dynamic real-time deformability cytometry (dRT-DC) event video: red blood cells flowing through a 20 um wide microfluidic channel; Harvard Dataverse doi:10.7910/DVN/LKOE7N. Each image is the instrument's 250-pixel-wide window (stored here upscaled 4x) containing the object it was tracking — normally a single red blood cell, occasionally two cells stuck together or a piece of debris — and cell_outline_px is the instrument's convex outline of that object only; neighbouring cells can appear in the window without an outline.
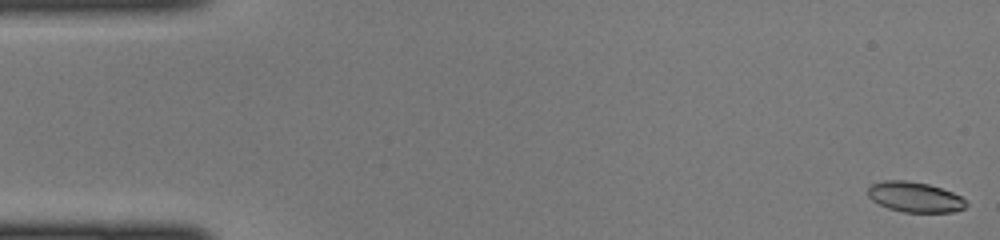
{"species": "common noctule bat (a hibernating species)", "species_latin": "Nyctalus noctula", "temperature_condition": "cold", "stored_images_in_passage": 45, "camera_frame_rate_fps": 3000, "um_per_image_px": 0.085, "animal": {"sex": "female", "body_mass_g": 22.0, "forearm_length_mm": 56.7}, "frame": {"image": 1, "passage_image": 1, "time_ms": 0.0, "image_size_px": [1000, 240], "cell_outline_px": [[968, 204], [964, 208], [952, 212], [904, 212], [888, 208], [872, 200], [868, 196], [868, 188], [872, 184], [884, 180], [908, 180], [928, 184], [952, 192], [968, 200]], "centroid_in_image_um": [77.78, 16.74], "position_along_channel_um": 7.2, "area_um2": 17.34}}
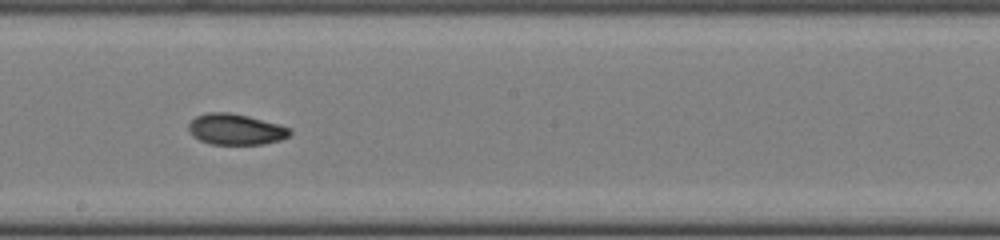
{"frame": {"image": 2, "passage_image": 25, "time_ms": 8.0, "image_size_px": [1000, 240], "cell_outline_px": [[292, 132], [288, 136], [280, 140], [264, 144], [212, 144], [200, 140], [192, 136], [188, 128], [188, 124], [196, 116], [208, 112], [228, 112], [248, 116], [280, 124], [292, 128]], "centroid_in_image_um": [20.05, 10.99], "position_along_channel_um": 228.1, "area_um2": 18.32}}
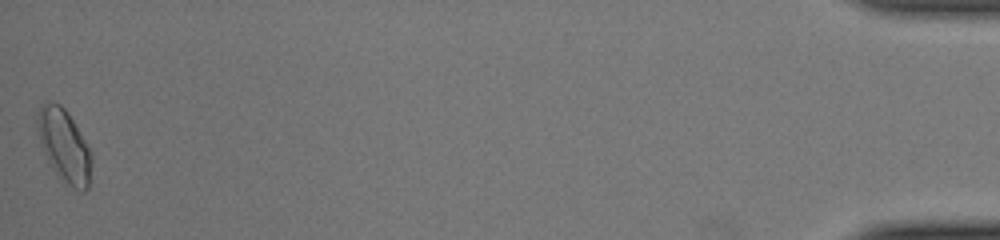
{"frame": {"image": 3, "passage_image": 45, "time_ms": 14.667, "image_size_px": [1000, 240], "cell_outline_px": [[92, 164], [88, 188], [84, 192], [80, 192], [72, 188], [64, 180], [48, 160], [44, 152], [40, 140], [36, 120], [36, 112], [44, 104], [52, 100], [60, 104], [68, 112], [92, 152]], "centroid_in_image_um": [5.49, 12.36], "position_along_channel_um": 429.7, "area_um2": 22.72}}